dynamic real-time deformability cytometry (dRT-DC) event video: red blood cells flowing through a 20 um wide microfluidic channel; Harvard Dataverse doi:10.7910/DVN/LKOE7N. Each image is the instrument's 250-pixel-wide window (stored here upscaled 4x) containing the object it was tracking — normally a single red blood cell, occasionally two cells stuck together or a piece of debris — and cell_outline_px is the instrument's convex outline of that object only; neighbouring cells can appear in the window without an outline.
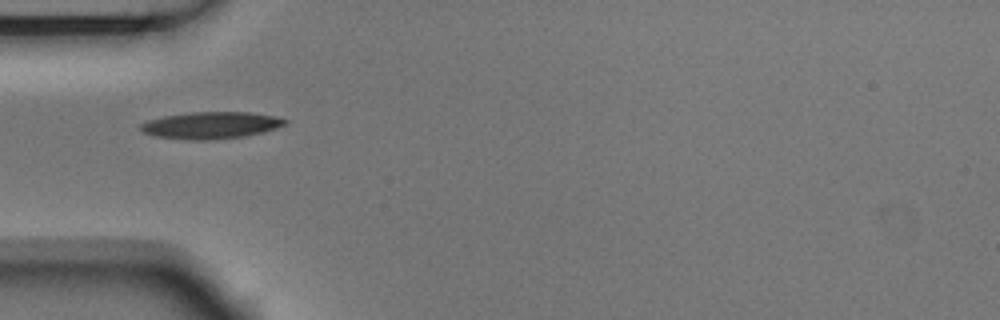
{"species": "Egyptian fruit bat (a non-hibernating species)", "species_latin": "Rousettus aegyptiacus", "temperature_condition": "room temperature", "stored_images_in_passage": 4, "camera_frame_rate_fps": 3000, "um_per_image_px": 0.085, "animal": {"sex": "male"}, "frame": {"image": 1, "passage_image": 1, "time_ms": 0.0, "image_size_px": [1000, 320], "cell_outline_px": [[288, 120], [284, 124], [276, 128], [244, 136], [204, 140], [188, 140], [152, 136], [144, 132], [140, 128], [140, 124], [148, 120], [164, 116], [192, 112], [248, 112], [276, 116]], "centroid_in_image_um": [17.89, 10.64], "position_along_channel_um": 67.1, "area_um2": 22.43}}
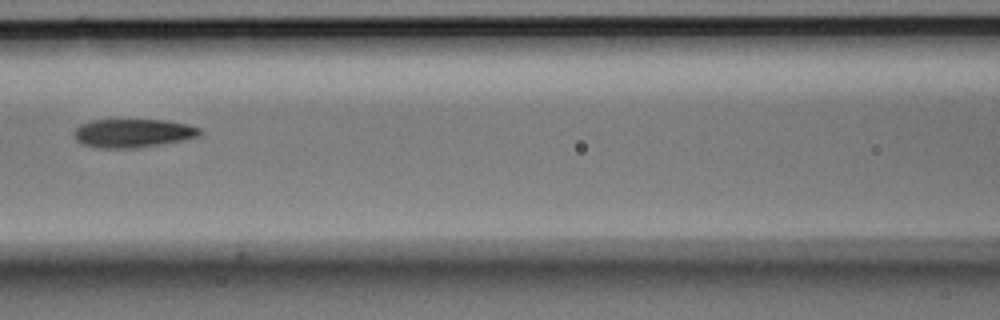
{"frame": {"image": 2, "passage_image": 3, "time_ms": 0.667, "image_size_px": [1000, 320], "cell_outline_px": [[204, 132], [200, 136], [160, 144], [136, 148], [100, 148], [84, 144], [76, 140], [72, 132], [80, 124], [92, 120], [164, 120], [188, 124], [200, 128]], "centroid_in_image_um": [11.3, 11.31], "position_along_channel_um": 155.3, "area_um2": 20.92}}
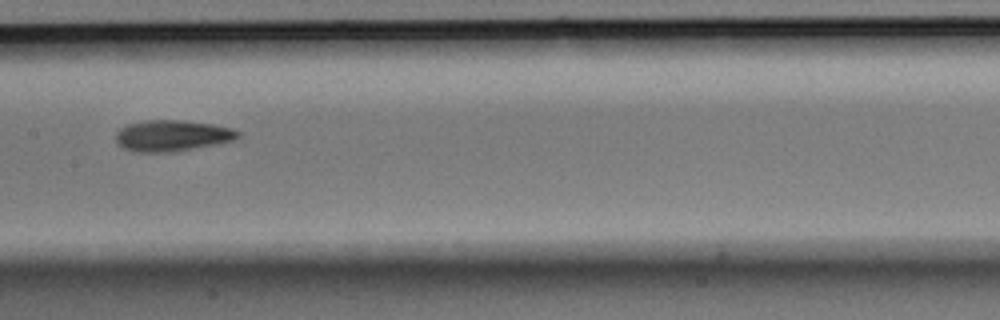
{"frame": {"image": 3, "passage_image": 4, "time_ms": 1.0, "image_size_px": [1000, 320], "cell_outline_px": [[240, 136], [232, 140], [216, 144], [168, 152], [136, 152], [124, 148], [116, 140], [116, 136], [120, 128], [128, 124], [144, 120], [184, 120], [212, 124], [232, 128], [240, 132]], "centroid_in_image_um": [14.63, 11.51], "position_along_channel_um": 192.8, "area_um2": 21.91}}